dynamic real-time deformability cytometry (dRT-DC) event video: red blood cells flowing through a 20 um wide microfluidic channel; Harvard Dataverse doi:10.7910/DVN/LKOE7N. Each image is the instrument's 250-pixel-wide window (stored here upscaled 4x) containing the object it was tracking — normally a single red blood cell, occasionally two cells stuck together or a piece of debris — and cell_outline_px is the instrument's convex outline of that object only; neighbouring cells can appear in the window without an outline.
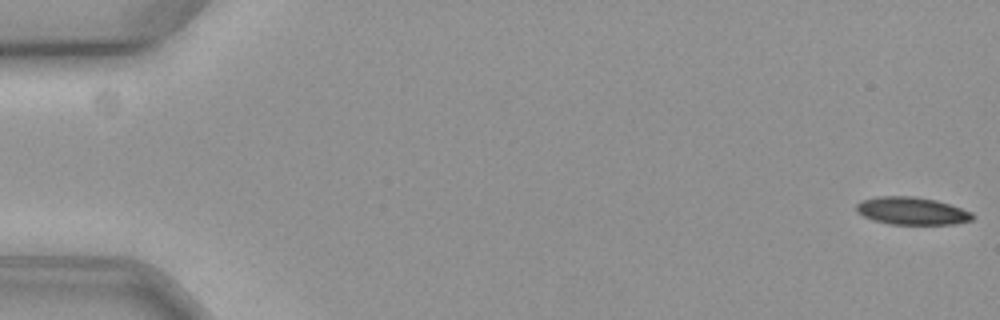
{"species": "common noctule bat (a hibernating species)", "species_latin": "Nyctalus noctula", "temperature_condition": "cold", "stored_images_in_passage": 10, "camera_frame_rate_fps": 3000, "um_per_image_px": 0.085, "animal": {"sex": "female", "body_mass_g": 19.3, "forearm_length_mm": 54.1}, "frame": {"image": 1, "passage_image": 1, "time_ms": 0.0, "image_size_px": [1000, 320], "cell_outline_px": [[976, 216], [972, 220], [956, 224], [892, 224], [876, 220], [864, 216], [856, 212], [856, 204], [860, 200], [876, 196], [916, 196], [936, 200], [972, 212]], "centroid_in_image_um": [77.51, 17.92], "position_along_channel_um": 7.5, "area_um2": 18.73}}